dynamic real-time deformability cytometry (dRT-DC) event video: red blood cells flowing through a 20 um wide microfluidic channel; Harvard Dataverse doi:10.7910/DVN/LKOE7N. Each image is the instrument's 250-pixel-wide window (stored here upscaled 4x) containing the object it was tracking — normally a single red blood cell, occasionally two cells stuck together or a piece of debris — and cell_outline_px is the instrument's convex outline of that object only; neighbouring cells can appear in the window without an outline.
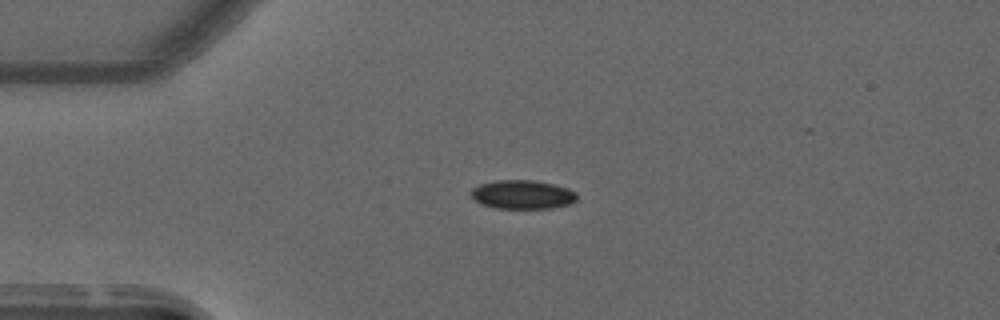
{"species": "common noctule bat (a hibernating species)", "species_latin": "Nyctalus noctula", "temperature_condition": "warm", "stored_images_in_passage": 43, "camera_frame_rate_fps": 3000, "um_per_image_px": 0.085, "animal": {"sex": "male", "forearm_length_mm": 52.5}, "frame": {"image": 1, "passage_image": 1, "time_ms": 0.0, "image_size_px": [1000, 320], "cell_outline_px": [[576, 200], [568, 204], [552, 208], [496, 208], [484, 204], [476, 200], [472, 196], [472, 188], [480, 184], [496, 180], [536, 180], [568, 188], [576, 192]], "centroid_in_image_um": [44.43, 16.52], "position_along_channel_um": 40.6, "area_um2": 17.57}}
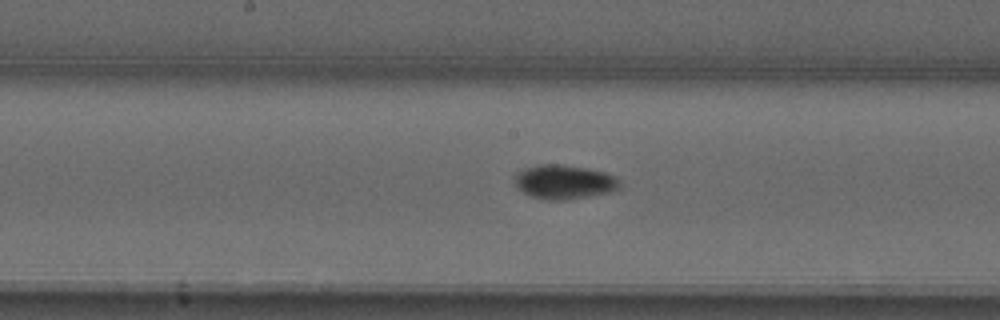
{"frame": {"image": 2, "passage_image": 16, "time_ms": 5.0, "image_size_px": [1000, 320], "cell_outline_px": [[620, 188], [612, 192], [568, 200], [544, 200], [532, 196], [524, 192], [516, 184], [516, 172], [524, 168], [536, 164], [560, 164], [584, 168], [604, 172], [616, 176], [620, 180]], "centroid_in_image_um": [47.99, 15.47], "position_along_channel_um": 200.2, "area_um2": 20.98}}
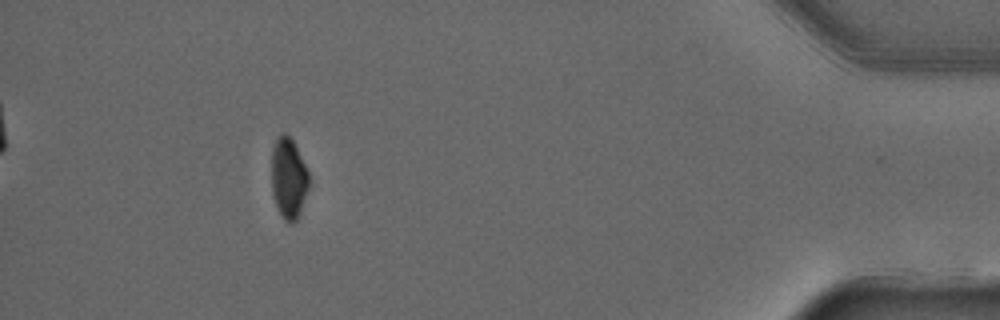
{"frame": {"image": 3, "passage_image": 38, "time_ms": 12.333, "image_size_px": [1000, 320], "cell_outline_px": [[308, 188], [300, 212], [296, 220], [292, 224], [284, 220], [276, 204], [272, 192], [272, 148], [276, 140], [284, 132], [292, 140], [308, 172]], "centroid_in_image_um": [24.52, 15.17], "position_along_channel_um": 410.7, "area_um2": 17.11}, "authors_computed_cell_mechanics": {"area_um2": 18.9584, "velocity_mm_per_s": 3.7079, "shape_relaxation_time_tau1_ms": 7.2317, "shape_relaxation_time_tau2_ms": 3.8149, "deformation_change_tau1": 0.1252, "deformation_change_tau2": 0.0331}}